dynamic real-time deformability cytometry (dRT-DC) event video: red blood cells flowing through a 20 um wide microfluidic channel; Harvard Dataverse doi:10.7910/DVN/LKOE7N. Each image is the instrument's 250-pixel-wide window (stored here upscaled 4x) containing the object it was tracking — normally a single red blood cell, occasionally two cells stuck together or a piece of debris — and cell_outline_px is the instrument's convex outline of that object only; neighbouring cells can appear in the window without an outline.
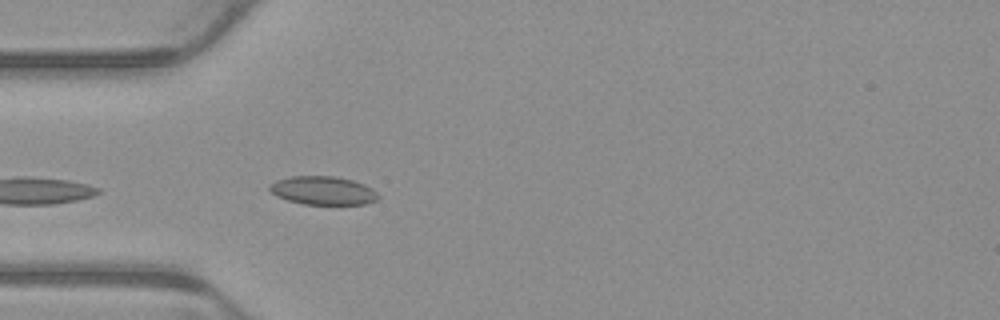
{"species": "common noctule bat (a hibernating species)", "species_latin": "Nyctalus noctula", "temperature_condition": "warm", "stored_images_in_passage": 4, "camera_frame_rate_fps": 3000, "um_per_image_px": 0.085, "animal": {"sex": "male", "body_mass_g": 23.1, "forearm_length_mm": 52.7}, "frame": {"image": 1, "passage_image": 4, "time_ms": 1.0, "image_size_px": [1000, 320], "cell_outline_px": [[380, 196], [376, 200], [364, 204], [304, 204], [288, 200], [276, 196], [268, 188], [268, 184], [276, 180], [292, 176], [336, 176], [352, 180], [364, 184], [372, 188]], "centroid_in_image_um": [27.44, 16.19], "position_along_channel_um": 57.6, "area_um2": 18.03}}